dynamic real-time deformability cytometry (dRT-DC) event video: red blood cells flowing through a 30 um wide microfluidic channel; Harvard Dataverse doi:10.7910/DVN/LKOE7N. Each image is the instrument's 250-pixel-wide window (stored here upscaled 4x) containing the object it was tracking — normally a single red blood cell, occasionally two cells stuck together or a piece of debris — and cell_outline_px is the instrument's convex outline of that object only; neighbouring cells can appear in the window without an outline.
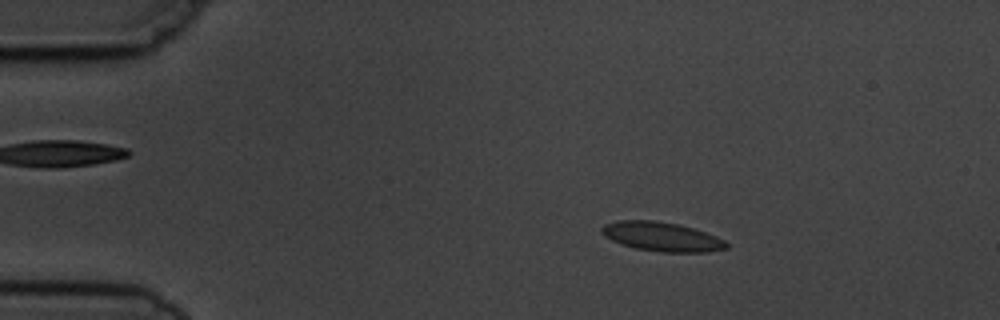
{"species": "common noctule bat (a hibernating species)", "species_latin": "Nyctalus noctula", "temperature_condition": "cold", "stored_images_in_passage": 4, "camera_frame_rate_fps": 3000, "um_per_image_px": 0.085, "animal": {"sex": "male", "body_mass_g": 19.5, "forearm_length_mm": 54.6}, "frame": {"image": 1, "passage_image": 2, "time_ms": 2.0, "image_size_px": [1000, 320], "cell_outline_px": [[728, 248], [708, 252], [660, 252], [636, 248], [620, 244], [604, 236], [600, 232], [600, 228], [604, 224], [616, 220], [656, 220], [676, 224], [692, 228], [716, 236], [724, 240], [728, 244]], "centroid_in_image_um": [56.21, 20.11], "position_along_channel_um": 28.8, "area_um2": 21.27}}
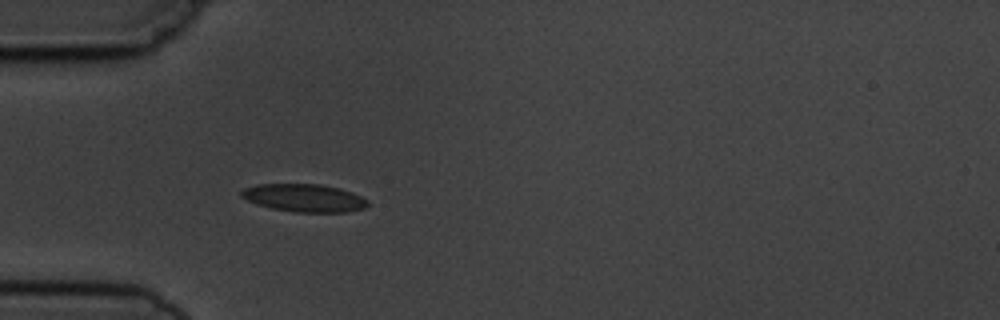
{"frame": {"image": 2, "passage_image": 4, "time_ms": 4.333, "image_size_px": [1000, 320], "cell_outline_px": [[368, 204], [364, 208], [348, 212], [296, 212], [272, 208], [256, 204], [240, 196], [240, 192], [244, 188], [256, 184], [320, 184], [340, 188], [352, 192], [368, 200]], "centroid_in_image_um": [25.85, 16.82], "position_along_channel_um": 59.1, "area_um2": 20.52}}